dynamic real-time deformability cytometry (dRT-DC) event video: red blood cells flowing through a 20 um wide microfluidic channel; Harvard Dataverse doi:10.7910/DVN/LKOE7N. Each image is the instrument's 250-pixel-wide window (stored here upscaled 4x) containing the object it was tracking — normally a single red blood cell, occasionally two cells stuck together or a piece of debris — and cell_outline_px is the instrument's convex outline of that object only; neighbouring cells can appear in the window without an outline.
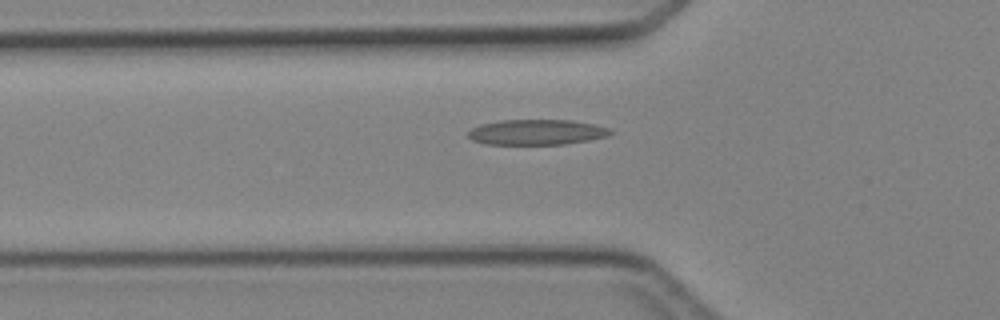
{"species": "Egyptian fruit bat (a non-hibernating species)", "species_latin": "Rousettus aegyptiacus", "temperature_condition": "cold", "stored_images_in_passage": 5, "camera_frame_rate_fps": 3000, "um_per_image_px": 0.085, "animal": {"sex": "female"}, "frame": {"image": 1, "passage_image": 5, "time_ms": 5.667, "image_size_px": [1000, 320], "cell_outline_px": [[616, 132], [608, 136], [588, 140], [564, 144], [484, 144], [472, 140], [468, 136], [468, 132], [472, 128], [480, 124], [500, 120], [572, 120], [592, 124], [608, 128]], "centroid_in_image_um": [45.61, 11.23], "position_along_channel_um": 80.2, "area_um2": 21.04}}